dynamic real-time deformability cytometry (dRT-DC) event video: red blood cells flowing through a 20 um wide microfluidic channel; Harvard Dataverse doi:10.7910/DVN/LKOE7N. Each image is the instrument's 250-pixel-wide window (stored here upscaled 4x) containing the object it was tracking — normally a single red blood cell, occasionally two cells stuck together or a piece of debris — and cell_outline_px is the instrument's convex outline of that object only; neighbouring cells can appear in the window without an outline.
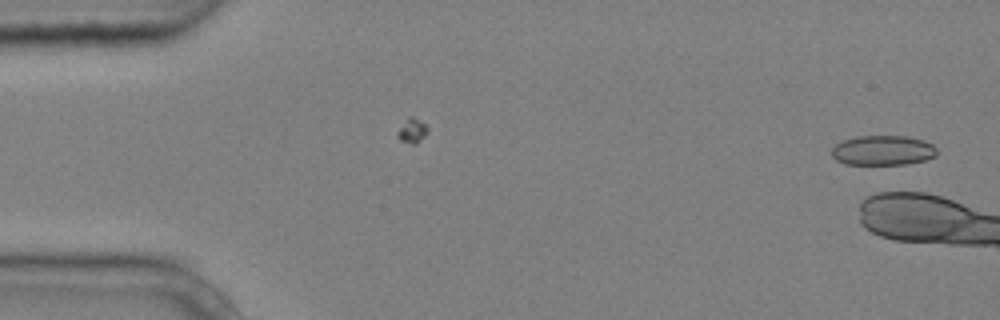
{"species": "common noctule bat (a hibernating species)", "species_latin": "Nyctalus noctula", "temperature_condition": "cold", "stored_images_in_passage": 3, "camera_frame_rate_fps": 3000, "um_per_image_px": 0.085, "animal": {"sex": "male", "body_mass_g": 20.4}, "frame": {"image": 1, "passage_image": 3, "time_ms": 0.667, "image_size_px": [1000, 320], "cell_outline_px": [[936, 156], [924, 160], [908, 164], [844, 164], [836, 160], [832, 156], [832, 148], [836, 144], [844, 140], [856, 136], [908, 136], [924, 140], [932, 144], [936, 148]], "centroid_in_image_um": [75.05, 12.78], "position_along_channel_um": 10.0, "area_um2": 18.32}}